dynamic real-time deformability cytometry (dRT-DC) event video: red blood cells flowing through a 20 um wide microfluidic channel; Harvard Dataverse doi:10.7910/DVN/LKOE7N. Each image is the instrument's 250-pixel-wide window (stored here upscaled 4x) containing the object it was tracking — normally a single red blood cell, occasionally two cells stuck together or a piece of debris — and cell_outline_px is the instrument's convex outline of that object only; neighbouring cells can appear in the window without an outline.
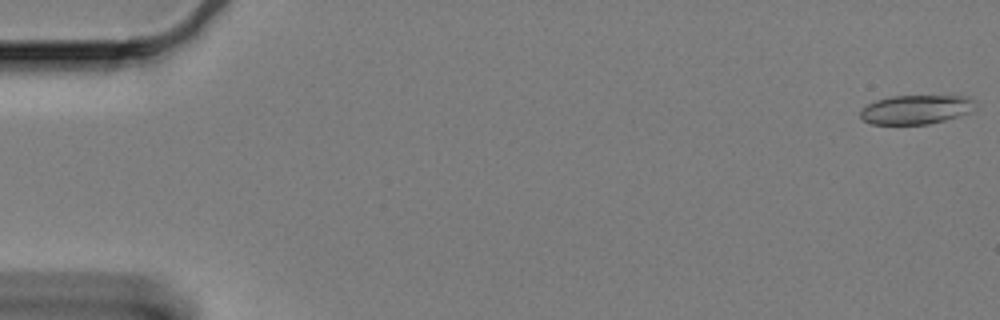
{"species": "Egyptian fruit bat (a non-hibernating species)", "species_latin": "Rousettus aegyptiacus", "temperature_condition": "cold", "stored_images_in_passage": 60, "camera_frame_rate_fps": 3000, "um_per_image_px": 0.085, "animal": {"sex": "female"}, "frame": {"image": 1, "passage_image": 1, "time_ms": 0.0, "image_size_px": [1000, 320], "cell_outline_px": [[976, 108], [972, 112], [944, 120], [928, 124], [872, 124], [864, 120], [860, 116], [860, 108], [876, 100], [892, 96], [952, 92], [968, 96], [976, 100]], "centroid_in_image_um": [77.99, 9.23], "position_along_channel_um": 7.0, "area_um2": 20.75}}
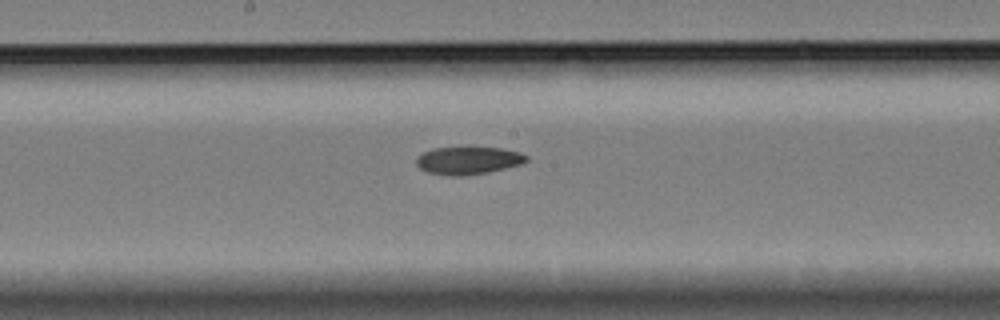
{"frame": {"image": 2, "passage_image": 32, "time_ms": 10.333, "image_size_px": [1000, 320], "cell_outline_px": [[528, 160], [520, 164], [488, 172], [460, 176], [452, 176], [428, 172], [420, 168], [416, 164], [416, 156], [432, 148], [472, 144], [504, 148], [520, 152], [528, 156]], "centroid_in_image_um": [39.79, 13.57], "position_along_channel_um": 208.4, "area_um2": 18.61}}
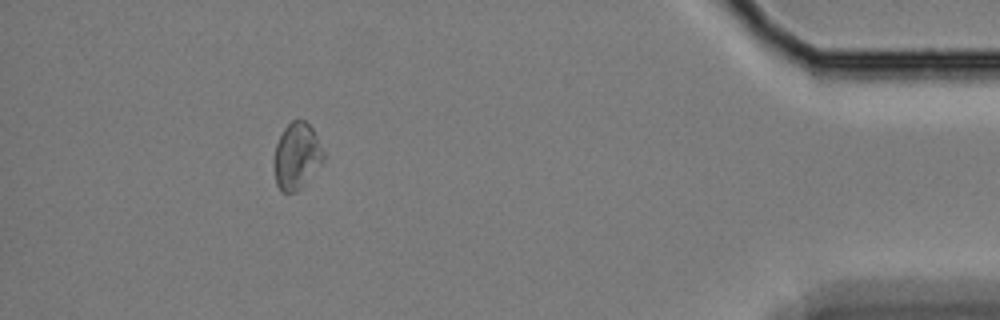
{"frame": {"image": 3, "passage_image": 55, "time_ms": 18.0, "image_size_px": [1000, 320], "cell_outline_px": [[324, 160], [300, 188], [296, 192], [280, 192], [276, 184], [272, 164], [276, 144], [284, 128], [292, 120], [304, 120], [312, 128], [324, 152]], "centroid_in_image_um": [25.18, 13.28], "position_along_channel_um": 410.0, "area_um2": 19.13}}